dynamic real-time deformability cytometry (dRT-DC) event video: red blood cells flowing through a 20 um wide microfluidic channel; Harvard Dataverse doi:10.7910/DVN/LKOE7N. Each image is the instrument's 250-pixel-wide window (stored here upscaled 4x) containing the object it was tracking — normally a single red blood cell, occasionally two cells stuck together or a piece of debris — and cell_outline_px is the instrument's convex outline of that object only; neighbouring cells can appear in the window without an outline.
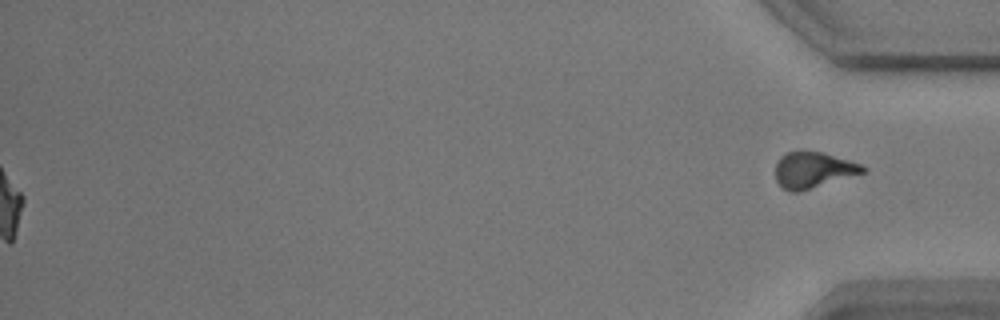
{"species": "common noctule bat (a hibernating species)", "species_latin": "Nyctalus noctula", "temperature_condition": "warm", "stored_images_in_passage": 59, "segment_of_instrument_passage": [2, 2], "camera_frame_rate_fps": 3000, "um_per_image_px": 0.085, "animal": {"sex": "male", "body_mass_g": 17.9}, "frame": {"image": 1, "passage_image": 59, "time_ms": 19.333, "image_size_px": [1000, 320], "cell_outline_px": [[868, 168], [864, 172], [800, 192], [788, 192], [780, 188], [776, 180], [776, 164], [780, 156], [788, 152], [824, 152], [860, 164]], "centroid_in_image_um": [69.08, 14.47], "position_along_channel_um": 366.1, "area_um2": 18.26}}